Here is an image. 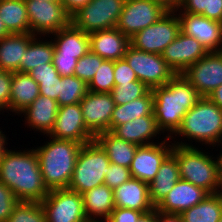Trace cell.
I'll return each mask as SVG.
<instances>
[{
  "label": "cell",
  "instance_id": "obj_23",
  "mask_svg": "<svg viewBox=\"0 0 222 222\" xmlns=\"http://www.w3.org/2000/svg\"><path fill=\"white\" fill-rule=\"evenodd\" d=\"M90 50L105 60L122 59L130 39L116 27L89 34Z\"/></svg>",
  "mask_w": 222,
  "mask_h": 222
},
{
  "label": "cell",
  "instance_id": "obj_25",
  "mask_svg": "<svg viewBox=\"0 0 222 222\" xmlns=\"http://www.w3.org/2000/svg\"><path fill=\"white\" fill-rule=\"evenodd\" d=\"M81 195L84 212L89 222H105L115 209L114 190L106 184L98 185Z\"/></svg>",
  "mask_w": 222,
  "mask_h": 222
},
{
  "label": "cell",
  "instance_id": "obj_16",
  "mask_svg": "<svg viewBox=\"0 0 222 222\" xmlns=\"http://www.w3.org/2000/svg\"><path fill=\"white\" fill-rule=\"evenodd\" d=\"M180 20V30L196 38L208 52L222 51V23L202 15L175 10Z\"/></svg>",
  "mask_w": 222,
  "mask_h": 222
},
{
  "label": "cell",
  "instance_id": "obj_36",
  "mask_svg": "<svg viewBox=\"0 0 222 222\" xmlns=\"http://www.w3.org/2000/svg\"><path fill=\"white\" fill-rule=\"evenodd\" d=\"M114 86V61L104 60L88 84V90L96 93H111Z\"/></svg>",
  "mask_w": 222,
  "mask_h": 222
},
{
  "label": "cell",
  "instance_id": "obj_21",
  "mask_svg": "<svg viewBox=\"0 0 222 222\" xmlns=\"http://www.w3.org/2000/svg\"><path fill=\"white\" fill-rule=\"evenodd\" d=\"M111 132L124 141L134 143L138 146L154 144L167 138L166 136H162L161 138V134H164L158 128L154 116H143L136 118L135 120L127 122L123 125L115 126ZM157 137L158 140H155Z\"/></svg>",
  "mask_w": 222,
  "mask_h": 222
},
{
  "label": "cell",
  "instance_id": "obj_12",
  "mask_svg": "<svg viewBox=\"0 0 222 222\" xmlns=\"http://www.w3.org/2000/svg\"><path fill=\"white\" fill-rule=\"evenodd\" d=\"M168 11L163 4L154 0H126L116 28L130 39Z\"/></svg>",
  "mask_w": 222,
  "mask_h": 222
},
{
  "label": "cell",
  "instance_id": "obj_1",
  "mask_svg": "<svg viewBox=\"0 0 222 222\" xmlns=\"http://www.w3.org/2000/svg\"><path fill=\"white\" fill-rule=\"evenodd\" d=\"M15 149L8 147L0 160V181L18 201L41 202L49 190L43 182L37 153L34 147Z\"/></svg>",
  "mask_w": 222,
  "mask_h": 222
},
{
  "label": "cell",
  "instance_id": "obj_29",
  "mask_svg": "<svg viewBox=\"0 0 222 222\" xmlns=\"http://www.w3.org/2000/svg\"><path fill=\"white\" fill-rule=\"evenodd\" d=\"M106 152L110 163L129 168L138 145L124 141L111 131L102 132L94 139Z\"/></svg>",
  "mask_w": 222,
  "mask_h": 222
},
{
  "label": "cell",
  "instance_id": "obj_10",
  "mask_svg": "<svg viewBox=\"0 0 222 222\" xmlns=\"http://www.w3.org/2000/svg\"><path fill=\"white\" fill-rule=\"evenodd\" d=\"M30 32L34 36H50L71 23L60 1L25 0Z\"/></svg>",
  "mask_w": 222,
  "mask_h": 222
},
{
  "label": "cell",
  "instance_id": "obj_49",
  "mask_svg": "<svg viewBox=\"0 0 222 222\" xmlns=\"http://www.w3.org/2000/svg\"><path fill=\"white\" fill-rule=\"evenodd\" d=\"M91 0H60L67 14L72 17Z\"/></svg>",
  "mask_w": 222,
  "mask_h": 222
},
{
  "label": "cell",
  "instance_id": "obj_11",
  "mask_svg": "<svg viewBox=\"0 0 222 222\" xmlns=\"http://www.w3.org/2000/svg\"><path fill=\"white\" fill-rule=\"evenodd\" d=\"M46 222H89L86 218L82 195L68 188L49 190L40 202Z\"/></svg>",
  "mask_w": 222,
  "mask_h": 222
},
{
  "label": "cell",
  "instance_id": "obj_9",
  "mask_svg": "<svg viewBox=\"0 0 222 222\" xmlns=\"http://www.w3.org/2000/svg\"><path fill=\"white\" fill-rule=\"evenodd\" d=\"M123 58L137 79L150 89L165 85L176 75L161 54L148 53L129 45Z\"/></svg>",
  "mask_w": 222,
  "mask_h": 222
},
{
  "label": "cell",
  "instance_id": "obj_8",
  "mask_svg": "<svg viewBox=\"0 0 222 222\" xmlns=\"http://www.w3.org/2000/svg\"><path fill=\"white\" fill-rule=\"evenodd\" d=\"M180 20L175 10H169L158 21L130 38V45L152 54H162L180 32Z\"/></svg>",
  "mask_w": 222,
  "mask_h": 222
},
{
  "label": "cell",
  "instance_id": "obj_43",
  "mask_svg": "<svg viewBox=\"0 0 222 222\" xmlns=\"http://www.w3.org/2000/svg\"><path fill=\"white\" fill-rule=\"evenodd\" d=\"M40 95L57 101L60 93V77L39 79Z\"/></svg>",
  "mask_w": 222,
  "mask_h": 222
},
{
  "label": "cell",
  "instance_id": "obj_53",
  "mask_svg": "<svg viewBox=\"0 0 222 222\" xmlns=\"http://www.w3.org/2000/svg\"><path fill=\"white\" fill-rule=\"evenodd\" d=\"M2 128L0 127V160L3 157V154L5 153V151L8 149V139L9 137H7V134H5L6 131L3 132V130H1Z\"/></svg>",
  "mask_w": 222,
  "mask_h": 222
},
{
  "label": "cell",
  "instance_id": "obj_5",
  "mask_svg": "<svg viewBox=\"0 0 222 222\" xmlns=\"http://www.w3.org/2000/svg\"><path fill=\"white\" fill-rule=\"evenodd\" d=\"M206 150L202 147L173 145L171 153L177 158L180 179L213 194L220 174L219 157L218 153L214 155Z\"/></svg>",
  "mask_w": 222,
  "mask_h": 222
},
{
  "label": "cell",
  "instance_id": "obj_56",
  "mask_svg": "<svg viewBox=\"0 0 222 222\" xmlns=\"http://www.w3.org/2000/svg\"><path fill=\"white\" fill-rule=\"evenodd\" d=\"M10 35V33L7 31L4 22L2 21L1 17H0V39Z\"/></svg>",
  "mask_w": 222,
  "mask_h": 222
},
{
  "label": "cell",
  "instance_id": "obj_55",
  "mask_svg": "<svg viewBox=\"0 0 222 222\" xmlns=\"http://www.w3.org/2000/svg\"><path fill=\"white\" fill-rule=\"evenodd\" d=\"M219 200L222 202V174H219V180H218V185L216 188V191L214 193Z\"/></svg>",
  "mask_w": 222,
  "mask_h": 222
},
{
  "label": "cell",
  "instance_id": "obj_20",
  "mask_svg": "<svg viewBox=\"0 0 222 222\" xmlns=\"http://www.w3.org/2000/svg\"><path fill=\"white\" fill-rule=\"evenodd\" d=\"M59 105L57 101L49 97L39 95L23 112L20 113L21 118L24 116V124L30 131H38L45 137L51 132L57 117ZM22 114V115H21Z\"/></svg>",
  "mask_w": 222,
  "mask_h": 222
},
{
  "label": "cell",
  "instance_id": "obj_2",
  "mask_svg": "<svg viewBox=\"0 0 222 222\" xmlns=\"http://www.w3.org/2000/svg\"><path fill=\"white\" fill-rule=\"evenodd\" d=\"M151 91L157 126L164 136L170 138L181 126L184 115L196 105L201 96L182 74H176L165 85Z\"/></svg>",
  "mask_w": 222,
  "mask_h": 222
},
{
  "label": "cell",
  "instance_id": "obj_24",
  "mask_svg": "<svg viewBox=\"0 0 222 222\" xmlns=\"http://www.w3.org/2000/svg\"><path fill=\"white\" fill-rule=\"evenodd\" d=\"M50 36L54 43V56L75 57L79 60L90 50L89 34L76 28L72 23Z\"/></svg>",
  "mask_w": 222,
  "mask_h": 222
},
{
  "label": "cell",
  "instance_id": "obj_42",
  "mask_svg": "<svg viewBox=\"0 0 222 222\" xmlns=\"http://www.w3.org/2000/svg\"><path fill=\"white\" fill-rule=\"evenodd\" d=\"M132 81H138V79L127 61L124 58L114 61L115 85H119L120 83H130Z\"/></svg>",
  "mask_w": 222,
  "mask_h": 222
},
{
  "label": "cell",
  "instance_id": "obj_57",
  "mask_svg": "<svg viewBox=\"0 0 222 222\" xmlns=\"http://www.w3.org/2000/svg\"><path fill=\"white\" fill-rule=\"evenodd\" d=\"M218 157H219V164H220V174H222V152L220 150H219Z\"/></svg>",
  "mask_w": 222,
  "mask_h": 222
},
{
  "label": "cell",
  "instance_id": "obj_3",
  "mask_svg": "<svg viewBox=\"0 0 222 222\" xmlns=\"http://www.w3.org/2000/svg\"><path fill=\"white\" fill-rule=\"evenodd\" d=\"M170 140L173 145L178 146L199 147L201 144L202 147L204 144L205 148L213 147V152L214 147L222 145V109L208 97H201L184 115L181 126Z\"/></svg>",
  "mask_w": 222,
  "mask_h": 222
},
{
  "label": "cell",
  "instance_id": "obj_22",
  "mask_svg": "<svg viewBox=\"0 0 222 222\" xmlns=\"http://www.w3.org/2000/svg\"><path fill=\"white\" fill-rule=\"evenodd\" d=\"M114 205L142 213L155 208L150 200L149 184L132 177L114 189Z\"/></svg>",
  "mask_w": 222,
  "mask_h": 222
},
{
  "label": "cell",
  "instance_id": "obj_54",
  "mask_svg": "<svg viewBox=\"0 0 222 222\" xmlns=\"http://www.w3.org/2000/svg\"><path fill=\"white\" fill-rule=\"evenodd\" d=\"M163 4L168 10H176L179 8L183 0H154Z\"/></svg>",
  "mask_w": 222,
  "mask_h": 222
},
{
  "label": "cell",
  "instance_id": "obj_47",
  "mask_svg": "<svg viewBox=\"0 0 222 222\" xmlns=\"http://www.w3.org/2000/svg\"><path fill=\"white\" fill-rule=\"evenodd\" d=\"M29 75L39 84V79H48L61 77L53 63H45L41 66H36L29 72Z\"/></svg>",
  "mask_w": 222,
  "mask_h": 222
},
{
  "label": "cell",
  "instance_id": "obj_48",
  "mask_svg": "<svg viewBox=\"0 0 222 222\" xmlns=\"http://www.w3.org/2000/svg\"><path fill=\"white\" fill-rule=\"evenodd\" d=\"M201 15L222 23V0H210L209 12H203Z\"/></svg>",
  "mask_w": 222,
  "mask_h": 222
},
{
  "label": "cell",
  "instance_id": "obj_35",
  "mask_svg": "<svg viewBox=\"0 0 222 222\" xmlns=\"http://www.w3.org/2000/svg\"><path fill=\"white\" fill-rule=\"evenodd\" d=\"M6 222H46L40 202L19 201Z\"/></svg>",
  "mask_w": 222,
  "mask_h": 222
},
{
  "label": "cell",
  "instance_id": "obj_30",
  "mask_svg": "<svg viewBox=\"0 0 222 222\" xmlns=\"http://www.w3.org/2000/svg\"><path fill=\"white\" fill-rule=\"evenodd\" d=\"M48 38L49 36H33L30 39V44L21 59L20 73H29L36 66L53 62L54 43Z\"/></svg>",
  "mask_w": 222,
  "mask_h": 222
},
{
  "label": "cell",
  "instance_id": "obj_18",
  "mask_svg": "<svg viewBox=\"0 0 222 222\" xmlns=\"http://www.w3.org/2000/svg\"><path fill=\"white\" fill-rule=\"evenodd\" d=\"M207 53V49L196 38L180 31L161 55L175 74H182Z\"/></svg>",
  "mask_w": 222,
  "mask_h": 222
},
{
  "label": "cell",
  "instance_id": "obj_58",
  "mask_svg": "<svg viewBox=\"0 0 222 222\" xmlns=\"http://www.w3.org/2000/svg\"><path fill=\"white\" fill-rule=\"evenodd\" d=\"M39 1H60V0H39Z\"/></svg>",
  "mask_w": 222,
  "mask_h": 222
},
{
  "label": "cell",
  "instance_id": "obj_28",
  "mask_svg": "<svg viewBox=\"0 0 222 222\" xmlns=\"http://www.w3.org/2000/svg\"><path fill=\"white\" fill-rule=\"evenodd\" d=\"M31 33L10 34L0 39V69L20 72V63L30 44Z\"/></svg>",
  "mask_w": 222,
  "mask_h": 222
},
{
  "label": "cell",
  "instance_id": "obj_34",
  "mask_svg": "<svg viewBox=\"0 0 222 222\" xmlns=\"http://www.w3.org/2000/svg\"><path fill=\"white\" fill-rule=\"evenodd\" d=\"M88 91V84L78 77L61 76L60 93L57 103L60 106L80 103Z\"/></svg>",
  "mask_w": 222,
  "mask_h": 222
},
{
  "label": "cell",
  "instance_id": "obj_4",
  "mask_svg": "<svg viewBox=\"0 0 222 222\" xmlns=\"http://www.w3.org/2000/svg\"><path fill=\"white\" fill-rule=\"evenodd\" d=\"M48 137V138H47ZM37 153L43 182L48 190L68 188L83 144L72 140H58L47 136Z\"/></svg>",
  "mask_w": 222,
  "mask_h": 222
},
{
  "label": "cell",
  "instance_id": "obj_33",
  "mask_svg": "<svg viewBox=\"0 0 222 222\" xmlns=\"http://www.w3.org/2000/svg\"><path fill=\"white\" fill-rule=\"evenodd\" d=\"M184 222H219L222 216V202L213 193L197 205L181 213Z\"/></svg>",
  "mask_w": 222,
  "mask_h": 222
},
{
  "label": "cell",
  "instance_id": "obj_40",
  "mask_svg": "<svg viewBox=\"0 0 222 222\" xmlns=\"http://www.w3.org/2000/svg\"><path fill=\"white\" fill-rule=\"evenodd\" d=\"M19 201L13 191L0 181V222H6Z\"/></svg>",
  "mask_w": 222,
  "mask_h": 222
},
{
  "label": "cell",
  "instance_id": "obj_31",
  "mask_svg": "<svg viewBox=\"0 0 222 222\" xmlns=\"http://www.w3.org/2000/svg\"><path fill=\"white\" fill-rule=\"evenodd\" d=\"M153 93L151 89L143 96L124 105H115L111 116V130L143 116L153 115Z\"/></svg>",
  "mask_w": 222,
  "mask_h": 222
},
{
  "label": "cell",
  "instance_id": "obj_32",
  "mask_svg": "<svg viewBox=\"0 0 222 222\" xmlns=\"http://www.w3.org/2000/svg\"><path fill=\"white\" fill-rule=\"evenodd\" d=\"M0 17L10 34L31 33L25 0H0Z\"/></svg>",
  "mask_w": 222,
  "mask_h": 222
},
{
  "label": "cell",
  "instance_id": "obj_15",
  "mask_svg": "<svg viewBox=\"0 0 222 222\" xmlns=\"http://www.w3.org/2000/svg\"><path fill=\"white\" fill-rule=\"evenodd\" d=\"M172 148L173 144L169 137L161 142L138 146L129 167L131 177L149 184Z\"/></svg>",
  "mask_w": 222,
  "mask_h": 222
},
{
  "label": "cell",
  "instance_id": "obj_17",
  "mask_svg": "<svg viewBox=\"0 0 222 222\" xmlns=\"http://www.w3.org/2000/svg\"><path fill=\"white\" fill-rule=\"evenodd\" d=\"M84 124L94 135L111 131V116L115 102L111 93H96L87 91L80 101Z\"/></svg>",
  "mask_w": 222,
  "mask_h": 222
},
{
  "label": "cell",
  "instance_id": "obj_37",
  "mask_svg": "<svg viewBox=\"0 0 222 222\" xmlns=\"http://www.w3.org/2000/svg\"><path fill=\"white\" fill-rule=\"evenodd\" d=\"M149 90L150 88L138 80L115 85L111 91V95L115 105H124L135 99L143 97Z\"/></svg>",
  "mask_w": 222,
  "mask_h": 222
},
{
  "label": "cell",
  "instance_id": "obj_41",
  "mask_svg": "<svg viewBox=\"0 0 222 222\" xmlns=\"http://www.w3.org/2000/svg\"><path fill=\"white\" fill-rule=\"evenodd\" d=\"M13 72L0 69V115L10 112V94ZM2 111V113H1Z\"/></svg>",
  "mask_w": 222,
  "mask_h": 222
},
{
  "label": "cell",
  "instance_id": "obj_44",
  "mask_svg": "<svg viewBox=\"0 0 222 222\" xmlns=\"http://www.w3.org/2000/svg\"><path fill=\"white\" fill-rule=\"evenodd\" d=\"M78 59L68 56H53V65L60 76L74 75V69L77 65Z\"/></svg>",
  "mask_w": 222,
  "mask_h": 222
},
{
  "label": "cell",
  "instance_id": "obj_6",
  "mask_svg": "<svg viewBox=\"0 0 222 222\" xmlns=\"http://www.w3.org/2000/svg\"><path fill=\"white\" fill-rule=\"evenodd\" d=\"M109 165L110 160L106 152L95 140L83 144L77 155L68 189L83 194L104 184Z\"/></svg>",
  "mask_w": 222,
  "mask_h": 222
},
{
  "label": "cell",
  "instance_id": "obj_14",
  "mask_svg": "<svg viewBox=\"0 0 222 222\" xmlns=\"http://www.w3.org/2000/svg\"><path fill=\"white\" fill-rule=\"evenodd\" d=\"M47 136L58 140H72L81 144L92 142L95 139L84 124L80 103L60 106L54 126Z\"/></svg>",
  "mask_w": 222,
  "mask_h": 222
},
{
  "label": "cell",
  "instance_id": "obj_52",
  "mask_svg": "<svg viewBox=\"0 0 222 222\" xmlns=\"http://www.w3.org/2000/svg\"><path fill=\"white\" fill-rule=\"evenodd\" d=\"M208 98L222 109V85L216 88Z\"/></svg>",
  "mask_w": 222,
  "mask_h": 222
},
{
  "label": "cell",
  "instance_id": "obj_38",
  "mask_svg": "<svg viewBox=\"0 0 222 222\" xmlns=\"http://www.w3.org/2000/svg\"><path fill=\"white\" fill-rule=\"evenodd\" d=\"M104 60L105 59L89 50L78 60L74 69V76L83 80L86 84H89Z\"/></svg>",
  "mask_w": 222,
  "mask_h": 222
},
{
  "label": "cell",
  "instance_id": "obj_51",
  "mask_svg": "<svg viewBox=\"0 0 222 222\" xmlns=\"http://www.w3.org/2000/svg\"><path fill=\"white\" fill-rule=\"evenodd\" d=\"M136 222H158V210L154 208L153 210L143 213Z\"/></svg>",
  "mask_w": 222,
  "mask_h": 222
},
{
  "label": "cell",
  "instance_id": "obj_7",
  "mask_svg": "<svg viewBox=\"0 0 222 222\" xmlns=\"http://www.w3.org/2000/svg\"><path fill=\"white\" fill-rule=\"evenodd\" d=\"M126 0H91L71 17L86 34L117 27Z\"/></svg>",
  "mask_w": 222,
  "mask_h": 222
},
{
  "label": "cell",
  "instance_id": "obj_46",
  "mask_svg": "<svg viewBox=\"0 0 222 222\" xmlns=\"http://www.w3.org/2000/svg\"><path fill=\"white\" fill-rule=\"evenodd\" d=\"M210 0H183L179 9L184 13L201 15L203 12H209Z\"/></svg>",
  "mask_w": 222,
  "mask_h": 222
},
{
  "label": "cell",
  "instance_id": "obj_19",
  "mask_svg": "<svg viewBox=\"0 0 222 222\" xmlns=\"http://www.w3.org/2000/svg\"><path fill=\"white\" fill-rule=\"evenodd\" d=\"M208 194L203 188L179 179L172 190L155 208L166 213L181 214L203 201Z\"/></svg>",
  "mask_w": 222,
  "mask_h": 222
},
{
  "label": "cell",
  "instance_id": "obj_27",
  "mask_svg": "<svg viewBox=\"0 0 222 222\" xmlns=\"http://www.w3.org/2000/svg\"><path fill=\"white\" fill-rule=\"evenodd\" d=\"M180 179L177 158L170 153L161 163L154 179L149 183L151 203L156 207Z\"/></svg>",
  "mask_w": 222,
  "mask_h": 222
},
{
  "label": "cell",
  "instance_id": "obj_39",
  "mask_svg": "<svg viewBox=\"0 0 222 222\" xmlns=\"http://www.w3.org/2000/svg\"><path fill=\"white\" fill-rule=\"evenodd\" d=\"M130 178L131 173L129 168L110 163L109 171L104 178V184L114 190L122 183L127 182Z\"/></svg>",
  "mask_w": 222,
  "mask_h": 222
},
{
  "label": "cell",
  "instance_id": "obj_50",
  "mask_svg": "<svg viewBox=\"0 0 222 222\" xmlns=\"http://www.w3.org/2000/svg\"><path fill=\"white\" fill-rule=\"evenodd\" d=\"M158 222H184L181 214L166 213L158 210Z\"/></svg>",
  "mask_w": 222,
  "mask_h": 222
},
{
  "label": "cell",
  "instance_id": "obj_45",
  "mask_svg": "<svg viewBox=\"0 0 222 222\" xmlns=\"http://www.w3.org/2000/svg\"><path fill=\"white\" fill-rule=\"evenodd\" d=\"M142 214L136 210L115 207L105 222H136Z\"/></svg>",
  "mask_w": 222,
  "mask_h": 222
},
{
  "label": "cell",
  "instance_id": "obj_26",
  "mask_svg": "<svg viewBox=\"0 0 222 222\" xmlns=\"http://www.w3.org/2000/svg\"><path fill=\"white\" fill-rule=\"evenodd\" d=\"M10 89V116L20 115L40 95L39 84L29 73L13 72Z\"/></svg>",
  "mask_w": 222,
  "mask_h": 222
},
{
  "label": "cell",
  "instance_id": "obj_13",
  "mask_svg": "<svg viewBox=\"0 0 222 222\" xmlns=\"http://www.w3.org/2000/svg\"><path fill=\"white\" fill-rule=\"evenodd\" d=\"M182 75L195 87L201 97H208L222 85V51L208 52L189 66Z\"/></svg>",
  "mask_w": 222,
  "mask_h": 222
}]
</instances>
